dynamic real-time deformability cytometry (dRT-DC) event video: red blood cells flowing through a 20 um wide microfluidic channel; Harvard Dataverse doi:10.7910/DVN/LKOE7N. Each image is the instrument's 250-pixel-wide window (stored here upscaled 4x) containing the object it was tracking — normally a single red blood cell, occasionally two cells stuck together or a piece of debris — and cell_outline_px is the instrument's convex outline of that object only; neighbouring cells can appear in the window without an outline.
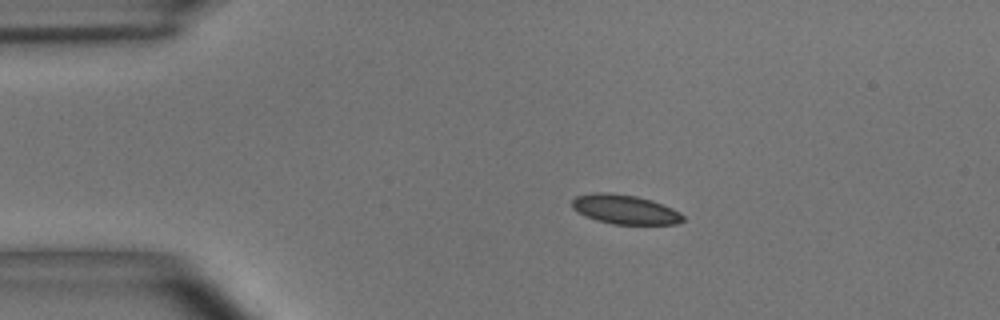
{"species": "common noctule bat (a hibernating species)", "species_latin": "Nyctalus noctula", "temperature_condition": "room temperature", "stored_images_in_passage": 45, "camera_frame_rate_fps": 3000, "um_per_image_px": 0.085, "animal": {"sex": "male", "body_mass_g": 15.6}, "frame": {"image": 1, "passage_image": 1, "time_ms": 0.0, "image_size_px": [1000, 320], "cell_outline_px": [[684, 220], [676, 224], [612, 224], [596, 220], [572, 208], [572, 200], [576, 196], [596, 192], [608, 192], [636, 196], [652, 200], [672, 208], [680, 212], [684, 216]], "centroid_in_image_um": [53.14, 17.8], "position_along_channel_um": 31.9, "area_um2": 18.84}}
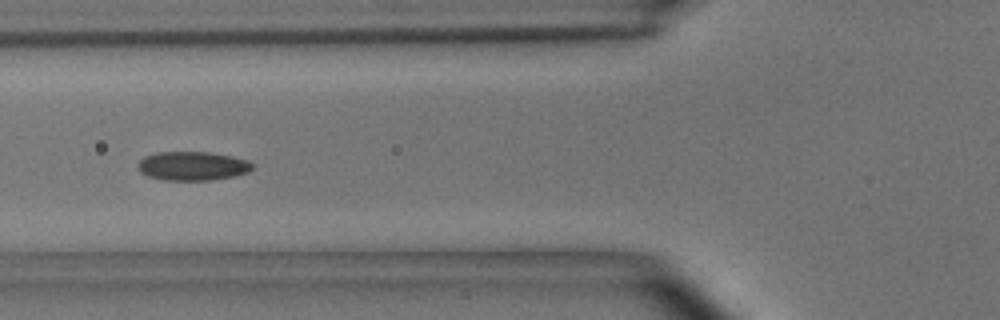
{"frame": {"image": 2, "passage_image": 11, "time_ms": 3.333, "image_size_px": [1000, 320], "cell_outline_px": [[252, 168], [248, 172], [236, 176], [212, 180], [164, 180], [148, 176], [140, 172], [136, 168], [136, 164], [144, 156], [160, 152], [208, 152], [232, 156], [248, 160], [252, 164]], "centroid_in_image_um": [16.34, 14.11], "position_along_channel_um": 109.5, "area_um2": 19.42}}
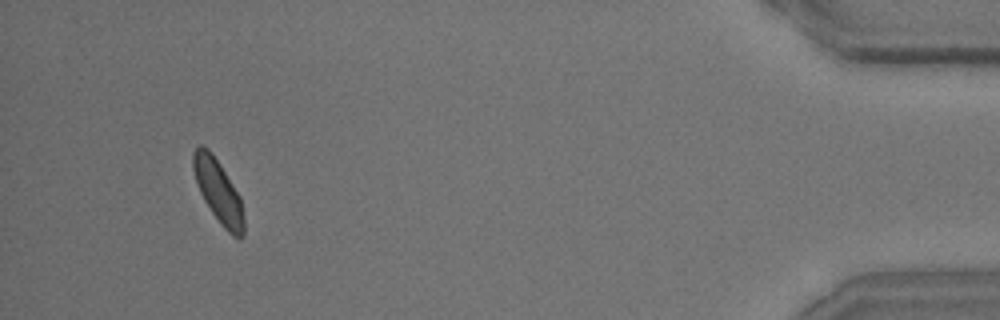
{"frame": {"image": 3, "passage_image": 42, "time_ms": 13.667, "image_size_px": [1000, 320], "cell_outline_px": [[244, 236], [232, 236], [224, 228], [212, 212], [204, 200], [200, 192], [192, 168], [192, 152], [200, 144], [208, 148], [240, 196], [244, 220]], "centroid_in_image_um": [18.54, 16.26], "position_along_channel_um": 416.7, "area_um2": 18.15}, "authors_computed_cell_mechanics": {"area_um2": 19.0162, "velocity_mm_per_s": 3.6496, "shape_relaxation_time_tau1_ms": 3.1555, "shape_relaxation_time_tau2_ms": 1.706, "deformation_change_tau1": 0.0848, "deformation_change_tau2": 0.0509}}